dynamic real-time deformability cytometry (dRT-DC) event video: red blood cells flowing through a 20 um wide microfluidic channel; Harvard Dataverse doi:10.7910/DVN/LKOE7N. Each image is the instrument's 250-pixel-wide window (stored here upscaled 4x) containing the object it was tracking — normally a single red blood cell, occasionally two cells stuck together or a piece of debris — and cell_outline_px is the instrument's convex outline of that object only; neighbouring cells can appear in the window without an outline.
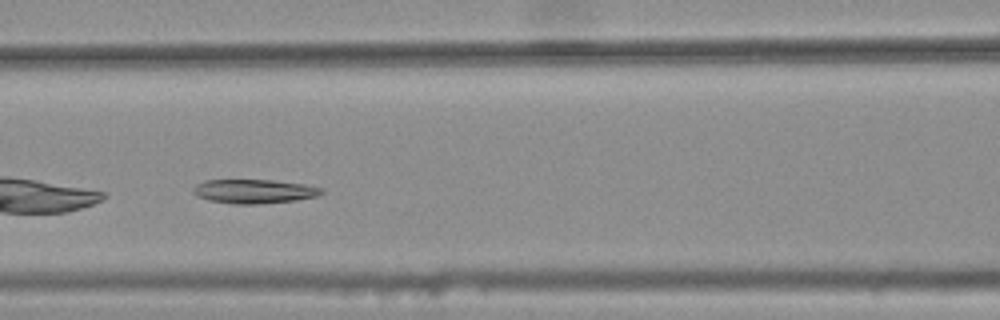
{"species": "common noctule bat (a hibernating species)", "species_latin": "Nyctalus noctula", "temperature_condition": "warm", "stored_images_in_passage": 26, "camera_frame_rate_fps": 3000, "um_per_image_px": 0.085, "animal": {"sex": "female", "body_mass_g": 25.1}, "frame": {"image": 1, "passage_image": 7, "time_ms": 2.0, "image_size_px": [1000, 320], "cell_outline_px": [[324, 192], [316, 196], [296, 200], [256, 204], [232, 204], [208, 200], [196, 196], [192, 192], [192, 188], [196, 184], [204, 180], [272, 180], [304, 184], [324, 188]], "centroid_in_image_um": [21.56, 16.26], "position_along_channel_um": 145.0, "area_um2": 18.09}}
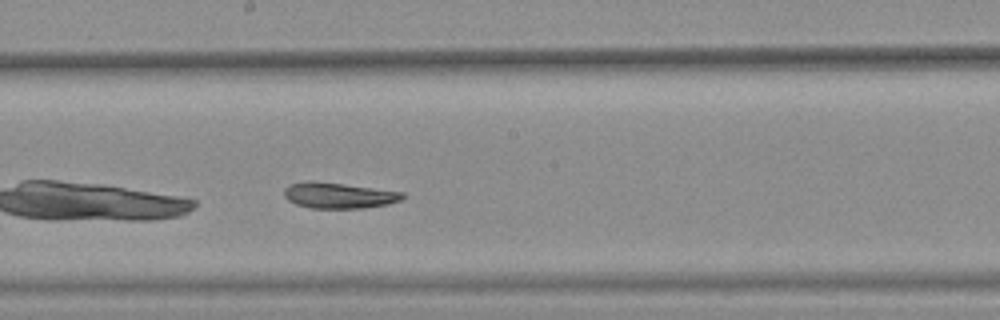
{"frame": {"image": 2, "passage_image": 13, "time_ms": 4.0, "image_size_px": [1000, 320], "cell_outline_px": [[404, 196], [400, 200], [388, 204], [364, 208], [312, 208], [296, 204], [288, 200], [284, 196], [284, 188], [288, 184], [308, 180], [312, 180], [344, 184], [404, 192]], "centroid_in_image_um": [28.75, 16.6], "position_along_channel_um": 219.4, "area_um2": 17.86}}
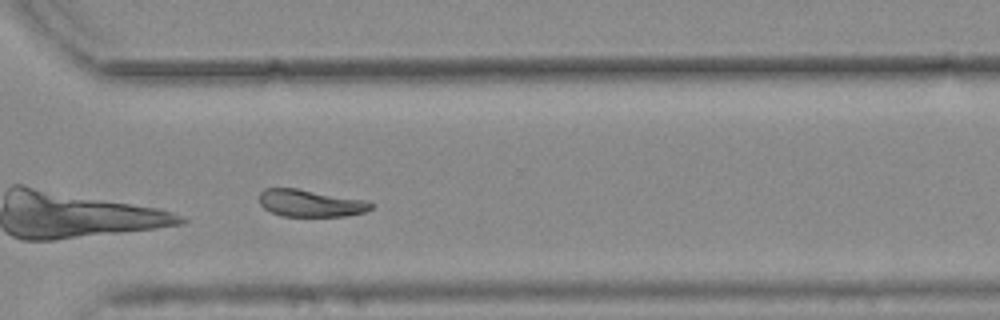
{"frame": {"image": 3, "passage_image": 23, "time_ms": 7.333, "image_size_px": [1000, 320], "cell_outline_px": [[372, 208], [364, 212], [348, 216], [280, 216], [264, 208], [260, 204], [260, 192], [264, 188], [296, 188], [368, 200], [372, 204]], "centroid_in_image_um": [26.4, 17.27], "position_along_channel_um": 344.2, "area_um2": 17.74}}